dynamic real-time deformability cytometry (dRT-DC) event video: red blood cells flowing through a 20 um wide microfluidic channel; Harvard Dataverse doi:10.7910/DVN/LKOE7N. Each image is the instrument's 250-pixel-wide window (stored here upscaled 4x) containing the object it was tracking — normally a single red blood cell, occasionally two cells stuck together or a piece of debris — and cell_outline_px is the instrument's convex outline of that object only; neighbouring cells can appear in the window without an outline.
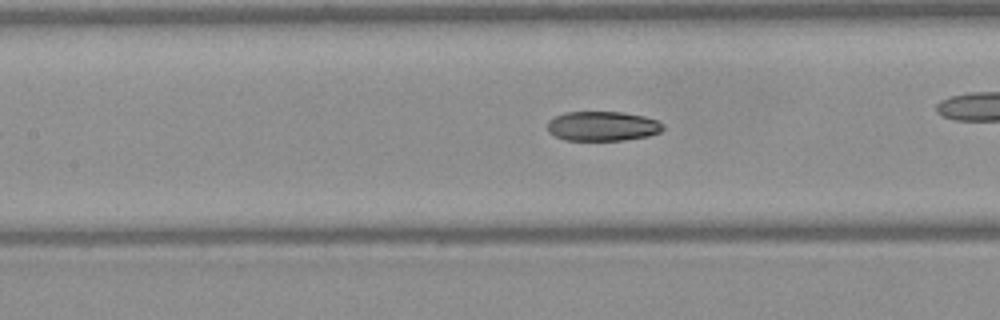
{"species": "Egyptian fruit bat (a non-hibernating species)", "species_latin": "Rousettus aegyptiacus", "temperature_condition": "warm", "stored_images_in_passage": 35, "camera_frame_rate_fps": 3000, "um_per_image_px": 0.085, "frame": {"image": 1, "passage_image": 11, "time_ms": 3.333, "image_size_px": [1000, 320], "cell_outline_px": [[664, 128], [660, 132], [648, 136], [624, 140], [564, 140], [548, 132], [548, 120], [564, 112], [624, 112], [644, 116], [656, 120], [664, 124]], "centroid_in_image_um": [51.22, 10.72], "position_along_channel_um": 156.2, "area_um2": 20.0}}
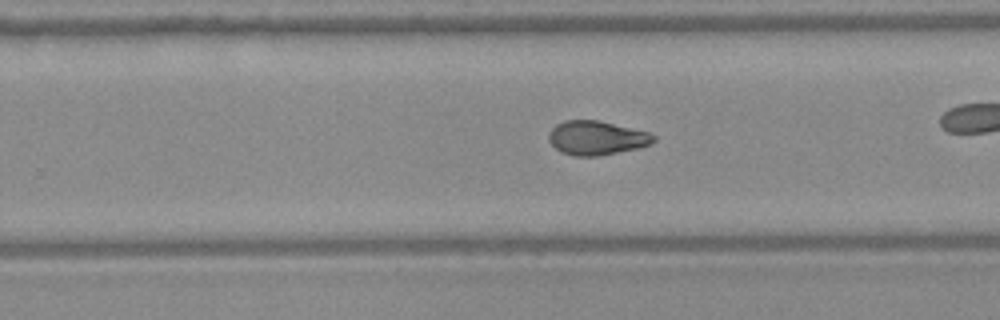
{"frame": {"image": 2, "passage_image": 20, "time_ms": 6.333, "image_size_px": [1000, 320], "cell_outline_px": [[656, 140], [648, 144], [636, 148], [596, 156], [572, 156], [560, 152], [548, 140], [548, 132], [556, 124], [564, 120], [596, 120], [648, 132], [656, 136]], "centroid_in_image_um": [50.65, 11.72], "position_along_channel_um": 279.2, "area_um2": 20.58}, "authors_computed_cell_mechanics": {"area_um2": 20.9236, "velocity_mm_per_s": 4.1026, "shape_relaxation_time_tau1_ms": 10.9069, "shape_relaxation_time_tau2_ms": 2.6788, "deformation_change_tau1": 0.2571, "deformation_change_tau2": 0.0782}}